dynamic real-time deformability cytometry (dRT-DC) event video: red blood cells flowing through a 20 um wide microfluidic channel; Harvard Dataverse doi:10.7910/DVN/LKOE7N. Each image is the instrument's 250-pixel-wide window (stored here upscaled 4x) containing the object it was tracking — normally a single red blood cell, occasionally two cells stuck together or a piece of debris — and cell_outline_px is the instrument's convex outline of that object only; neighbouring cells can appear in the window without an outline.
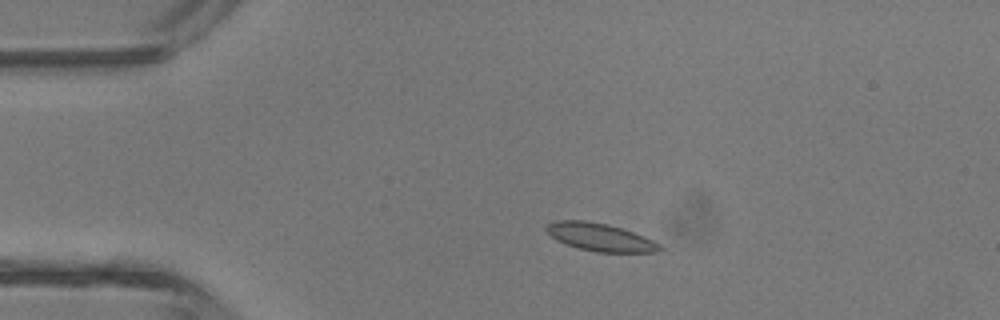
{"species": "common noctule bat (a hibernating species)", "species_latin": "Nyctalus noctula", "temperature_condition": "room temperature", "stored_images_in_passage": 5, "camera_frame_rate_fps": 3000, "um_per_image_px": 0.085, "animal": {"sex": "male", "body_mass_g": 13.3}, "frame": {"image": 1, "passage_image": 3, "time_ms": 2.333, "image_size_px": [1000, 320], "cell_outline_px": [[664, 248], [660, 252], [596, 252], [580, 248], [556, 240], [544, 228], [548, 224], [556, 220], [584, 220], [608, 224], [644, 236], [660, 244]], "centroid_in_image_um": [51.03, 20.16], "position_along_channel_um": 34.0, "area_um2": 18.21}}